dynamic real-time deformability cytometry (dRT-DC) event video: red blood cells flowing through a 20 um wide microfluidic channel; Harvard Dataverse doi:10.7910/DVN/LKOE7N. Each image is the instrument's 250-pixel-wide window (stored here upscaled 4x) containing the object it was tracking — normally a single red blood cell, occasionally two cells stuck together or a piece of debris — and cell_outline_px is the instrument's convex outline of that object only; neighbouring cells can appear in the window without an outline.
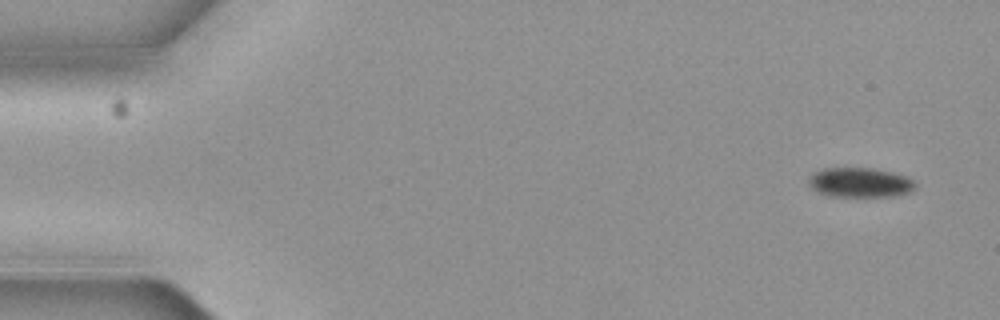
{"species": "common noctule bat (a hibernating species)", "species_latin": "Nyctalus noctula", "temperature_condition": "cold", "stored_images_in_passage": 7, "segment_of_instrument_passage": [2, 2], "camera_frame_rate_fps": 3000, "um_per_image_px": 0.085, "animal": {"sex": "female", "body_mass_g": 19.3, "forearm_length_mm": 54.1}, "frame": {"image": 1, "passage_image": 7, "time_ms": 2.0, "image_size_px": [1000, 320], "cell_outline_px": [[916, 184], [908, 192], [892, 196], [832, 196], [820, 192], [812, 188], [808, 180], [812, 172], [824, 168], [872, 168], [892, 172], [904, 176], [912, 180]], "centroid_in_image_um": [73.06, 15.5], "position_along_channel_um": 11.9, "area_um2": 18.09}}